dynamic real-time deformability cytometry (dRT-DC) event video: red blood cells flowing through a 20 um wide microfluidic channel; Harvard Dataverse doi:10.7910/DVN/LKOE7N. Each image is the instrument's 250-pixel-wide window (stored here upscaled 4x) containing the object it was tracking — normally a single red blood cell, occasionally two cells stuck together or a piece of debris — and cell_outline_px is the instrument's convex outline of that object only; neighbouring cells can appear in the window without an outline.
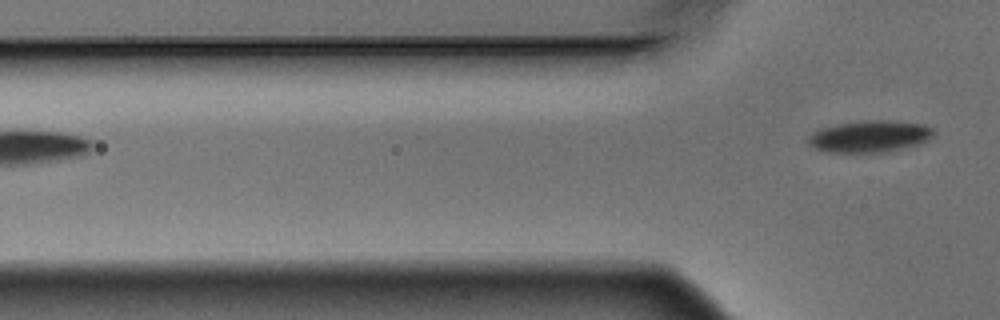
{"species": "Egyptian fruit bat (a non-hibernating species)", "species_latin": "Rousettus aegyptiacus", "temperature_condition": "warm", "stored_images_in_passage": 4, "camera_frame_rate_fps": 3000, "um_per_image_px": 0.085, "animal": {"sex": "male"}, "frame": {"image": 1, "passage_image": 4, "time_ms": 1.0, "image_size_px": [1000, 320], "cell_outline_px": [[936, 132], [928, 140], [920, 144], [888, 152], [828, 152], [812, 148], [808, 144], [808, 136], [812, 132], [820, 128], [836, 124], [868, 120], [888, 120], [924, 124], [932, 128]], "centroid_in_image_um": [73.92, 11.59], "position_along_channel_um": 51.9, "area_um2": 23.47}}